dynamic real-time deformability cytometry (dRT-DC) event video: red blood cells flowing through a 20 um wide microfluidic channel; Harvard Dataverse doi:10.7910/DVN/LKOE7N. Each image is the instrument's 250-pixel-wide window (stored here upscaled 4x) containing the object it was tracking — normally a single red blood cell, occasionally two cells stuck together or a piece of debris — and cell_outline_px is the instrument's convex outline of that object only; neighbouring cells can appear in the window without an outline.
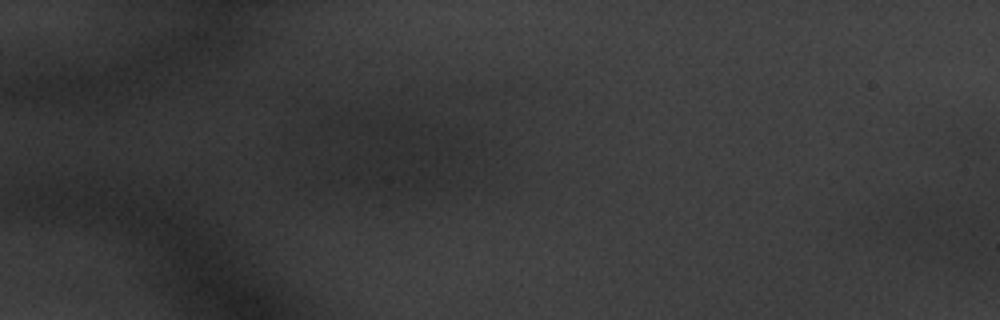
{"species": "common noctule bat (a hibernating species)", "species_latin": "Nyctalus noctula", "temperature_condition": "warm", "stored_images_in_passage": 2, "camera_frame_rate_fps": 3000, "um_per_image_px": 0.085, "animal": {"sex": "male", "body_mass_g": 20.1, "forearm_length_mm": 53.5}, "frame": {"image": 1, "passage_image": 2, "time_ms": 0.333, "image_size_px": [1000, 320], "cell_outline_px": [[980, 224], [920, 228], [908, 228], [900, 220], [920, 200], [956, 204], [968, 208]], "centroid_in_image_um": [79.73, 18.32], "position_along_channel_um": 5.3, "area_um2": 11.21}}